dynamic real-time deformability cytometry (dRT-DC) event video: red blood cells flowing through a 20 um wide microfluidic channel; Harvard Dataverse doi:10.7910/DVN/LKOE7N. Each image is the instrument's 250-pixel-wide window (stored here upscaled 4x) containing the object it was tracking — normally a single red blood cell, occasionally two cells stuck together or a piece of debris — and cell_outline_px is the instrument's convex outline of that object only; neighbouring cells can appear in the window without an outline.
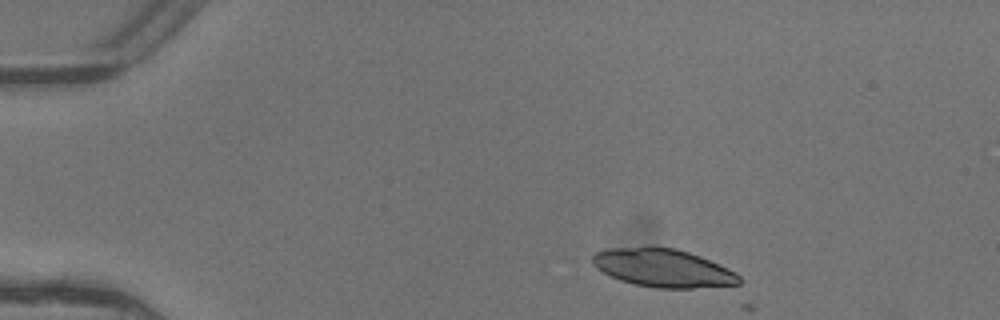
{"species": "common noctule bat (a hibernating species)", "species_latin": "Nyctalus noctula", "temperature_condition": "warm", "stored_images_in_passage": 3, "camera_frame_rate_fps": 3000, "um_per_image_px": 0.085, "animal": {"sex": "female"}, "frame": {"image": 1, "passage_image": 1, "time_ms": 0.0, "image_size_px": [1000, 320], "cell_outline_px": [[740, 284], [692, 288], [656, 288], [636, 284], [620, 280], [596, 268], [592, 264], [592, 256], [596, 252], [608, 248], [648, 244], [652, 244], [676, 248], [700, 256], [728, 268], [736, 272], [740, 276]], "centroid_in_image_um": [56.32, 22.73], "position_along_channel_um": 28.7, "area_um2": 33.18}}